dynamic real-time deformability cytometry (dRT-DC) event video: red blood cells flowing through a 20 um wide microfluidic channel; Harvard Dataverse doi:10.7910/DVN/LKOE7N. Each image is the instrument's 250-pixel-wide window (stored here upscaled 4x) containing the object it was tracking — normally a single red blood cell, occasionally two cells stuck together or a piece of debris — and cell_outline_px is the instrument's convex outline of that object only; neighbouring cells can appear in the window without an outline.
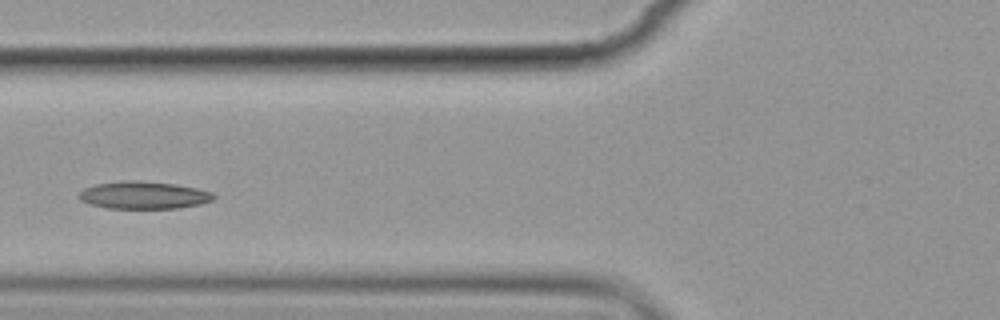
{"species": "common noctule bat (a hibernating species)", "species_latin": "Nyctalus noctula", "temperature_condition": "cold", "stored_images_in_passage": 12, "camera_frame_rate_fps": 3000, "um_per_image_px": 0.085, "animal": {"sex": "female", "body_mass_g": 19.9}, "frame": {"image": 1, "passage_image": 7, "time_ms": 8.0, "image_size_px": [1000, 320], "cell_outline_px": [[216, 196], [212, 200], [200, 204], [180, 208], [108, 208], [92, 204], [80, 200], [76, 196], [84, 188], [96, 184], [120, 180], [140, 180], [176, 184], [196, 188], [212, 192]], "centroid_in_image_um": [12.2, 16.57], "position_along_channel_um": 113.6, "area_um2": 21.68}}
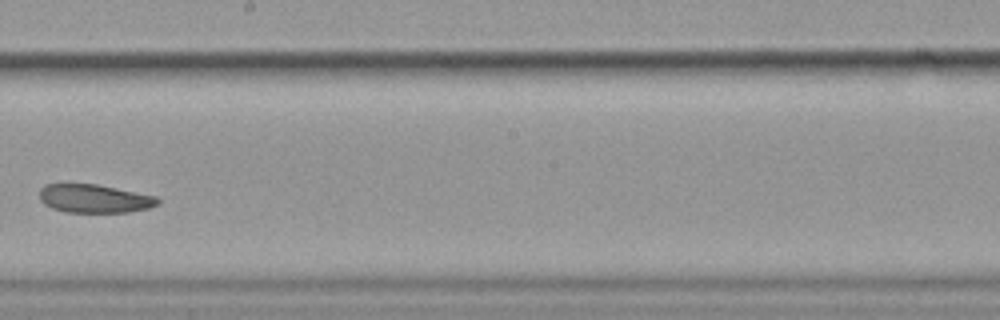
{"frame": {"image": 2, "passage_image": 10, "time_ms": 11.667, "image_size_px": [1000, 320], "cell_outline_px": [[160, 204], [148, 208], [128, 212], [64, 212], [52, 208], [44, 204], [40, 200], [40, 188], [44, 184], [96, 184], [156, 196], [160, 200]], "centroid_in_image_um": [8.02, 16.88], "position_along_channel_um": 240.2, "area_um2": 19.59}}
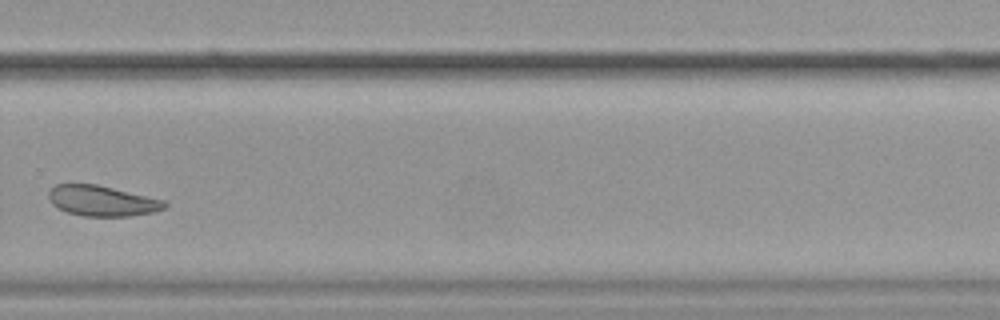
{"frame": {"image": 3, "passage_image": 12, "time_ms": 14.0, "image_size_px": [1000, 320], "cell_outline_px": [[168, 204], [164, 208], [156, 212], [128, 216], [84, 216], [68, 212], [52, 204], [48, 196], [48, 192], [56, 184], [96, 184], [164, 200]], "centroid_in_image_um": [8.69, 17.07], "position_along_channel_um": 321.1, "area_um2": 20.4}}